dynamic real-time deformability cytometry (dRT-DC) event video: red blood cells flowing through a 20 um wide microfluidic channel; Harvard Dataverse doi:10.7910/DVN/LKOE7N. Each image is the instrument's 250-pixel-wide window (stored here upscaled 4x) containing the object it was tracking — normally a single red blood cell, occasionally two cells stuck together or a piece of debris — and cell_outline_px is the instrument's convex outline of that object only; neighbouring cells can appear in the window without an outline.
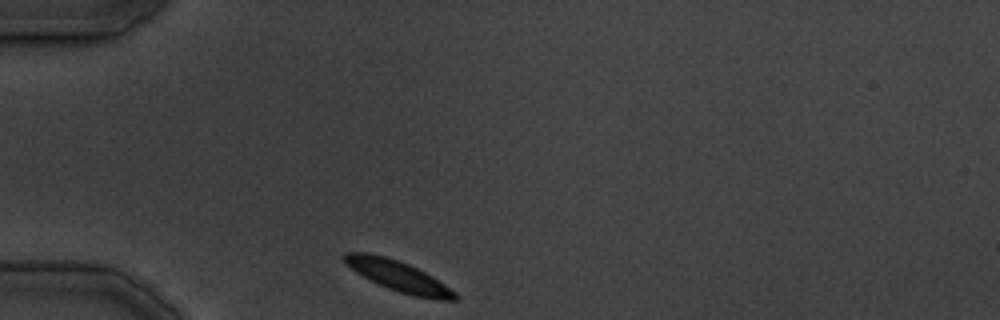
{"species": "common noctule bat (a hibernating species)", "species_latin": "Nyctalus noctula", "temperature_condition": "cold", "stored_images_in_passage": 8, "camera_frame_rate_fps": 3000, "um_per_image_px": 0.085, "animal": {"sex": "male", "body_mass_g": 19.5, "forearm_length_mm": 54.6}, "frame": {"image": 1, "passage_image": 1, "time_ms": 0.0, "image_size_px": [1000, 320], "cell_outline_px": [[460, 296], [456, 300], [436, 300], [412, 296], [388, 288], [356, 272], [344, 264], [340, 256], [344, 252], [368, 252], [388, 256], [408, 264], [432, 276], [456, 292]], "centroid_in_image_um": [33.83, 23.45], "position_along_channel_um": 51.2, "area_um2": 19.88}}
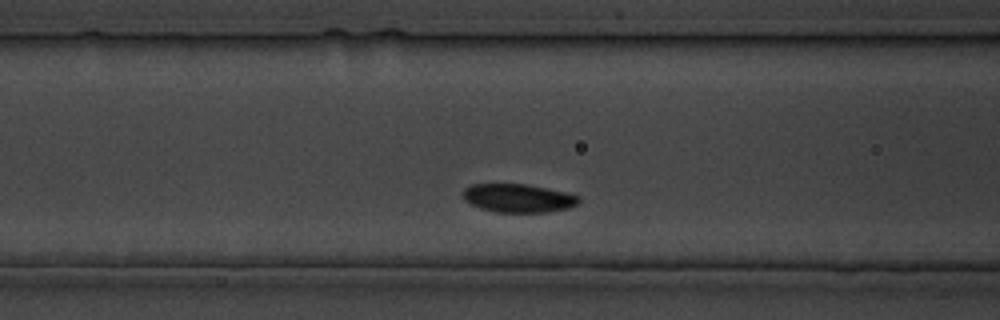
{"frame": {"image": 2, "passage_image": 7, "time_ms": 6.667, "image_size_px": [1000, 320], "cell_outline_px": [[580, 200], [576, 204], [568, 208], [548, 212], [496, 212], [480, 208], [464, 200], [464, 188], [468, 184], [524, 184], [564, 192], [580, 196]], "centroid_in_image_um": [44.02, 16.84], "position_along_channel_um": 122.6, "area_um2": 19.02}}